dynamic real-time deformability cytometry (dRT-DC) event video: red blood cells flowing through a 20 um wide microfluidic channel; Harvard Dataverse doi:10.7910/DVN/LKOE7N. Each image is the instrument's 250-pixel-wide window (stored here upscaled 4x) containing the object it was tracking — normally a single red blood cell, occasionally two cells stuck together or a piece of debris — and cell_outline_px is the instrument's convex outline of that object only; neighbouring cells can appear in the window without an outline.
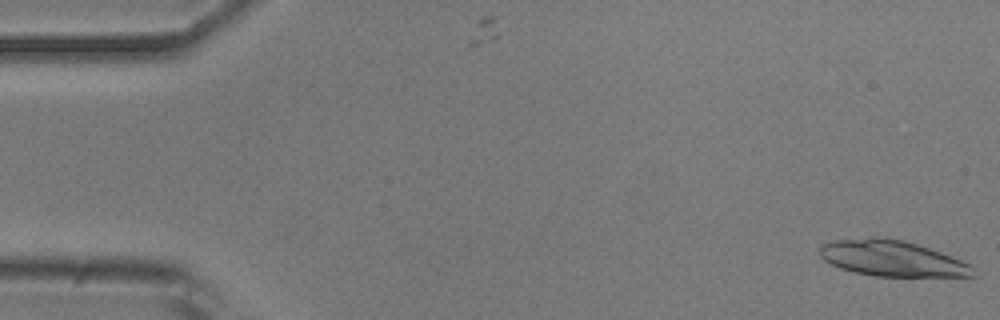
{"species": "common noctule bat (a hibernating species)", "species_latin": "Nyctalus noctula", "temperature_condition": "room temperature", "stored_images_in_passage": 16, "camera_frame_rate_fps": 3000, "um_per_image_px": 0.085, "animal": {"sex": "male", "body_mass_g": 20.5, "forearm_length_mm": 52.5}, "frame": {"image": 1, "passage_image": 1, "time_ms": 0.0, "image_size_px": [1000, 320], "cell_outline_px": [[976, 276], [876, 276], [852, 272], [840, 268], [824, 260], [820, 256], [820, 244], [832, 240], [872, 236], [876, 236], [904, 240], [952, 256], [968, 264], [972, 268]], "centroid_in_image_um": [75.75, 21.95], "position_along_channel_um": 9.3, "area_um2": 31.96}}